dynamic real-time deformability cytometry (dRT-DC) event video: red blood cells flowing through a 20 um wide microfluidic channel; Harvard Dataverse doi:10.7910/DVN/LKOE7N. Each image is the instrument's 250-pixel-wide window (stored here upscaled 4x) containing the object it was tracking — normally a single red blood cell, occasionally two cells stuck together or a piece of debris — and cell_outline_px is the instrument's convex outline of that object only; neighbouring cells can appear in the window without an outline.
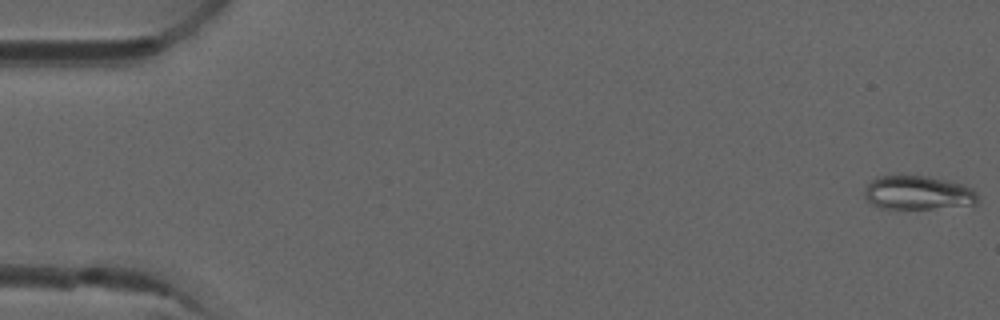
{"species": "common noctule bat (a hibernating species)", "species_latin": "Nyctalus noctula", "temperature_condition": "room temperature", "stored_images_in_passage": 5, "camera_frame_rate_fps": 3000, "um_per_image_px": 0.085, "animal": {"sex": "male", "forearm_length_mm": 52.5}, "frame": {"image": 1, "passage_image": 1, "time_ms": 0.0, "image_size_px": [1000, 320], "cell_outline_px": [[976, 204], [932, 208], [880, 208], [872, 204], [864, 196], [864, 188], [876, 176], [928, 176], [948, 180], [972, 188], [976, 192]], "centroid_in_image_um": [77.98, 16.37], "position_along_channel_um": 7.0, "area_um2": 22.08}}